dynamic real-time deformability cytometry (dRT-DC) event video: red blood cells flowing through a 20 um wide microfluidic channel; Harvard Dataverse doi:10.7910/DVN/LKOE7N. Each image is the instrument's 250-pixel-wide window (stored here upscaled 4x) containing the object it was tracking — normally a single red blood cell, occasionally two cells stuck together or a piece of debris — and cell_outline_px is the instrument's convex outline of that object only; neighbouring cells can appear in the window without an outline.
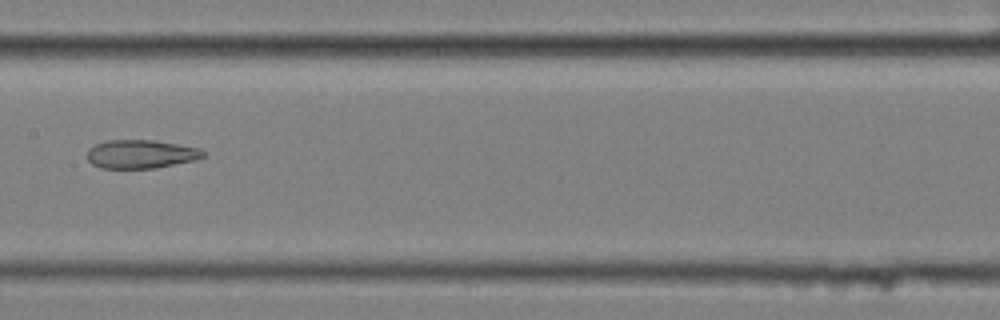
{"species": "common noctule bat (a hibernating species)", "species_latin": "Nyctalus noctula", "temperature_condition": "cold", "stored_images_in_passage": 8, "camera_frame_rate_fps": 3000, "um_per_image_px": 0.085, "animal": {"sex": "female", "body_mass_g": 25.1}, "frame": {"image": 1, "passage_image": 8, "time_ms": 2.333, "image_size_px": [1000, 320], "cell_outline_px": [[204, 156], [196, 160], [156, 168], [100, 168], [92, 164], [88, 160], [88, 148], [96, 144], [108, 140], [152, 140], [200, 148], [204, 152]], "centroid_in_image_um": [11.97, 13.1], "position_along_channel_um": 195.4, "area_um2": 19.25}}